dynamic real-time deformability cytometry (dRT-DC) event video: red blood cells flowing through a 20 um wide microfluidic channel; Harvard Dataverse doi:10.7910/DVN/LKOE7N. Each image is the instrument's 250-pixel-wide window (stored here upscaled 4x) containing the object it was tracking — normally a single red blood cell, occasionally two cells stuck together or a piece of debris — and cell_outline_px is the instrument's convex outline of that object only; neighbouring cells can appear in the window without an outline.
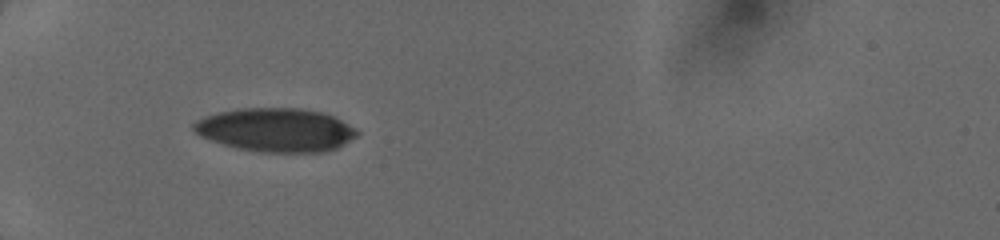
{"species": "human", "species_latin": "Homo sapiens", "temperature_condition": "cold", "stored_images_in_passage": 25, "camera_frame_rate_fps": 3000, "um_per_image_px": 0.085, "donor": {"sex": "female"}, "frame": {"image": 1, "passage_image": 2, "time_ms": 0.667, "image_size_px": [1000, 240], "cell_outline_px": [[360, 132], [356, 136], [344, 144], [336, 148], [324, 152], [260, 152], [236, 148], [200, 136], [192, 128], [192, 124], [196, 120], [204, 116], [220, 112], [240, 108], [300, 108], [320, 112], [332, 116], [356, 128]], "centroid_in_image_um": [23.44, 11.04], "position_along_channel_um": 61.6, "area_um2": 41.38}}
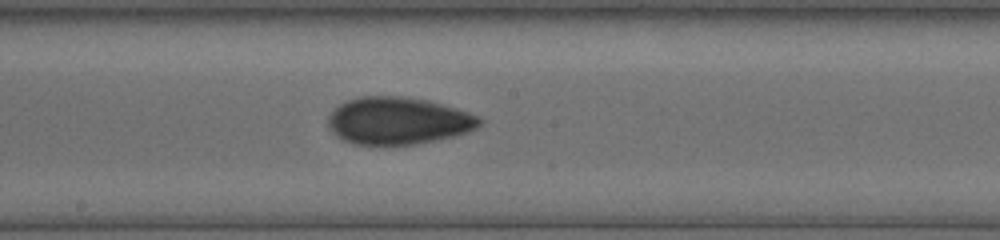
{"frame": {"image": 2, "passage_image": 9, "time_ms": 4.667, "image_size_px": [1000, 240], "cell_outline_px": [[480, 124], [476, 128], [452, 136], [416, 144], [352, 144], [336, 136], [328, 128], [328, 116], [340, 104], [348, 100], [360, 96], [400, 96], [428, 100], [468, 112], [476, 116], [480, 120]], "centroid_in_image_um": [33.78, 10.26], "position_along_channel_um": 214.4, "area_um2": 41.21}}
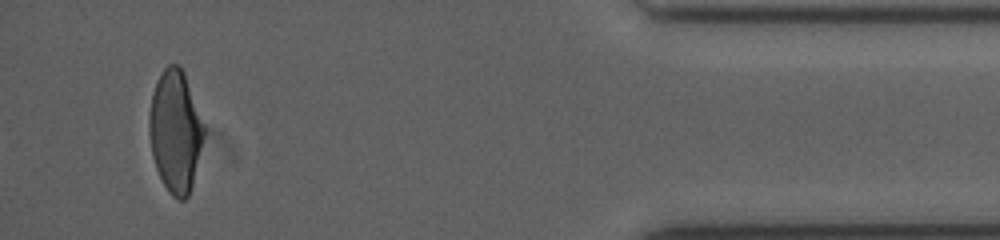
{"frame": {"image": 3, "passage_image": 25, "time_ms": 10.667, "image_size_px": [1000, 240], "cell_outline_px": [[204, 132], [192, 184], [188, 196], [184, 200], [180, 200], [172, 196], [168, 192], [156, 168], [152, 156], [148, 132], [148, 116], [152, 92], [164, 68], [168, 64], [180, 64], [184, 72], [204, 124]], "centroid_in_image_um": [14.87, 11.14], "position_along_channel_um": 420.3, "area_um2": 38.67}}